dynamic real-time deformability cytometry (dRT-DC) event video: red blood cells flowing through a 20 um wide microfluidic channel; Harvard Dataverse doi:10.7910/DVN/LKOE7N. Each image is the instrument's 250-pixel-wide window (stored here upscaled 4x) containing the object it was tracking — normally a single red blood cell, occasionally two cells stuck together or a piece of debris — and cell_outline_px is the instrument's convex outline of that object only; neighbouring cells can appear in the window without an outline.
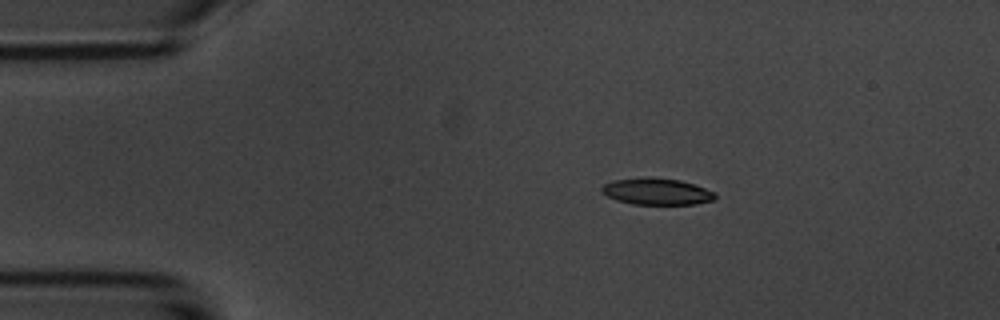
{"species": "common noctule bat (a hibernating species)", "species_latin": "Nyctalus noctula", "temperature_condition": "room temperature", "stored_images_in_passage": 3, "camera_frame_rate_fps": 3000, "um_per_image_px": 0.085, "animal": {"sex": "male", "body_mass_g": 20.1, "forearm_length_mm": 53.5}, "frame": {"image": 1, "passage_image": 2, "time_ms": 1.333, "image_size_px": [1000, 320], "cell_outline_px": [[716, 200], [696, 204], [632, 204], [616, 200], [600, 192], [600, 188], [604, 184], [612, 180], [680, 180], [716, 192]], "centroid_in_image_um": [55.85, 16.33], "position_along_channel_um": 29.1, "area_um2": 16.82}}